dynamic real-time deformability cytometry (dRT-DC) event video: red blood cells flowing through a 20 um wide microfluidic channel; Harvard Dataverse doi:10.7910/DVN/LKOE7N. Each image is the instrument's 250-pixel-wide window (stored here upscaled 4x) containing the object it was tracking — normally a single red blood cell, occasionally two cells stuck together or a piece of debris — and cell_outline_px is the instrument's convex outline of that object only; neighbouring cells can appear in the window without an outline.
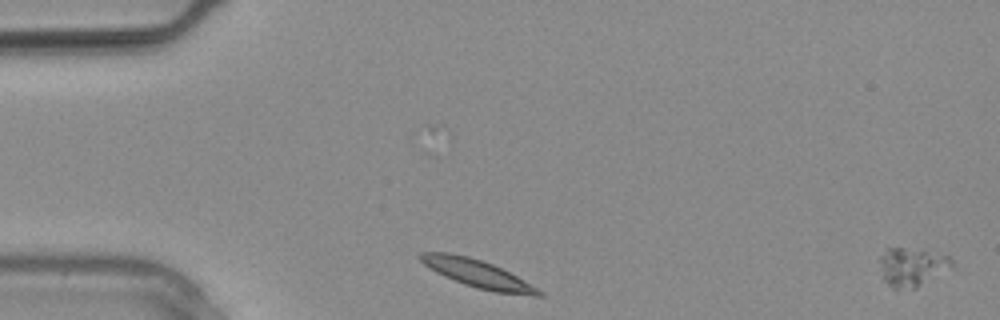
{"species": "common noctule bat (a hibernating species)", "species_latin": "Nyctalus noctula", "temperature_condition": "warm", "stored_images_in_passage": 2, "segment_of_instrument_passage": [1, 2], "camera_frame_rate_fps": 3000, "um_per_image_px": 0.085, "animal": {"sex": "male", "body_mass_g": 20.4}, "frame": {"image": 1, "passage_image": 1, "time_ms": 0.0, "image_size_px": [1000, 320], "cell_outline_px": [[544, 296], [532, 296], [496, 292], [476, 288], [464, 284], [444, 276], [436, 272], [424, 264], [416, 256], [420, 252], [448, 252], [468, 256], [492, 264], [524, 280], [544, 292]], "centroid_in_image_um": [40.57, 23.26], "position_along_channel_um": 44.4, "area_um2": 19.07}}